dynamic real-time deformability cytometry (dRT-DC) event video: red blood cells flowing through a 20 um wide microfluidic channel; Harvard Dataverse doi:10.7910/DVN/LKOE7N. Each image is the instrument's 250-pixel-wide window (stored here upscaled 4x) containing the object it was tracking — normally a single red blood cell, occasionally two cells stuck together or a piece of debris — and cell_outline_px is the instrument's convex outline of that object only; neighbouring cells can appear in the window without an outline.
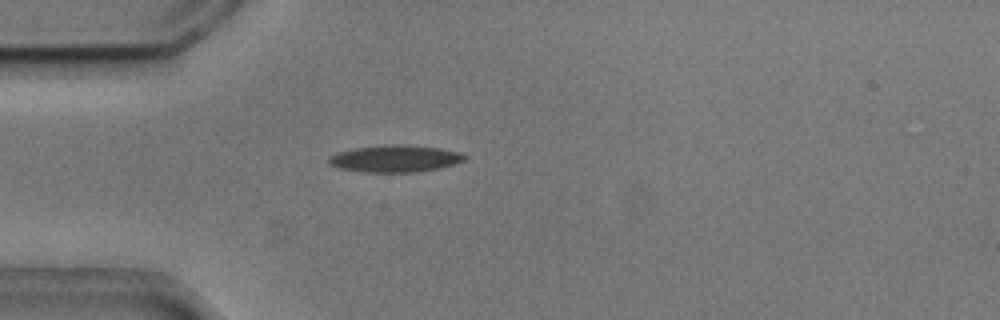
{"species": "common noctule bat (a hibernating species)", "species_latin": "Nyctalus noctula", "temperature_condition": "cold", "stored_images_in_passage": 5, "camera_frame_rate_fps": 3000, "um_per_image_px": 0.085, "animal": {"sex": "male", "body_mass_g": 20.5, "forearm_length_mm": 52.5}, "frame": {"image": 1, "passage_image": 5, "time_ms": 1.333, "image_size_px": [1000, 320], "cell_outline_px": [[468, 156], [464, 160], [440, 168], [416, 172], [364, 172], [340, 168], [328, 164], [328, 156], [336, 152], [352, 148], [384, 144], [400, 144], [440, 148], [460, 152]], "centroid_in_image_um": [33.54, 13.47], "position_along_channel_um": 51.5, "area_um2": 21.56}}